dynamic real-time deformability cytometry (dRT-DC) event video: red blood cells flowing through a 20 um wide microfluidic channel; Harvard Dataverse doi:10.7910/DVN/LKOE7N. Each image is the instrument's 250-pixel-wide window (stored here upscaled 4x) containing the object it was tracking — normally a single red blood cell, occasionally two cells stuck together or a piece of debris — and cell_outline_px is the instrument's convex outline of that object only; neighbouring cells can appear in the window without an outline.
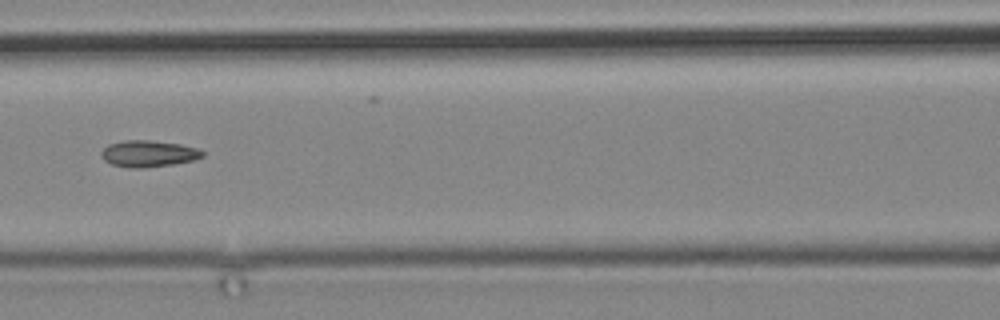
{"species": "common noctule bat (a hibernating species)", "species_latin": "Nyctalus noctula", "temperature_condition": "cold", "stored_images_in_passage": 12, "camera_frame_rate_fps": 3000, "um_per_image_px": 0.085, "animal": {"sex": "male", "body_mass_g": 19.2, "forearm_length_mm": 51.8}, "frame": {"image": 1, "passage_image": 9, "time_ms": 10.0, "image_size_px": [1000, 320], "cell_outline_px": [[204, 156], [196, 160], [172, 164], [144, 168], [132, 168], [112, 164], [104, 160], [100, 156], [100, 152], [108, 144], [124, 140], [148, 140], [180, 144], [196, 148], [204, 152]], "centroid_in_image_um": [12.61, 13.06], "position_along_channel_um": 154.0, "area_um2": 15.66}}
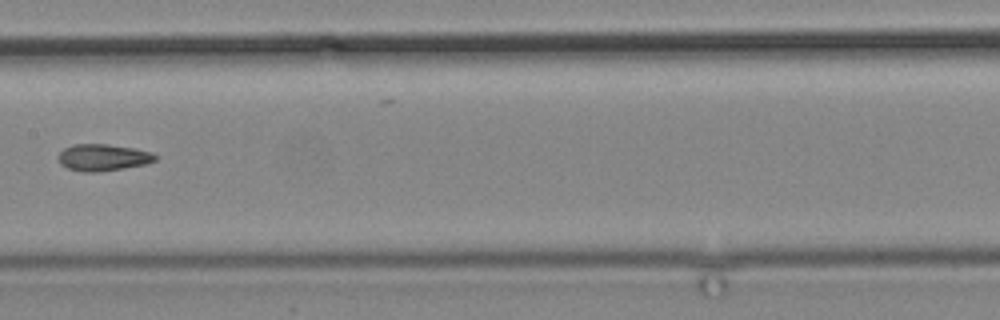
{"frame": {"image": 2, "passage_image": 10, "time_ms": 11.333, "image_size_px": [1000, 320], "cell_outline_px": [[156, 160], [148, 164], [96, 172], [84, 172], [68, 168], [60, 164], [56, 156], [64, 148], [72, 144], [108, 144], [136, 148], [152, 152], [156, 156]], "centroid_in_image_um": [8.74, 13.37], "position_along_channel_um": 198.7, "area_um2": 15.26}}
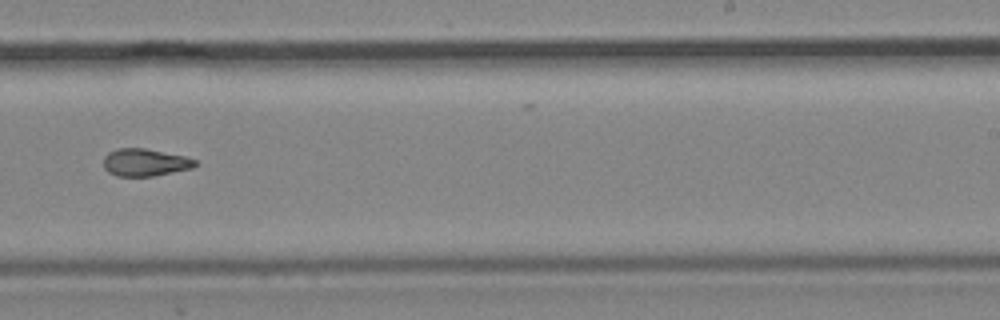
{"frame": {"image": 3, "passage_image": 12, "time_ms": 13.667, "image_size_px": [1000, 320], "cell_outline_px": [[200, 164], [192, 168], [152, 176], [116, 176], [108, 172], [104, 168], [104, 156], [108, 152], [116, 148], [144, 148], [184, 156], [196, 160]], "centroid_in_image_um": [12.32, 13.8], "position_along_channel_um": 276.7, "area_um2": 14.68}}